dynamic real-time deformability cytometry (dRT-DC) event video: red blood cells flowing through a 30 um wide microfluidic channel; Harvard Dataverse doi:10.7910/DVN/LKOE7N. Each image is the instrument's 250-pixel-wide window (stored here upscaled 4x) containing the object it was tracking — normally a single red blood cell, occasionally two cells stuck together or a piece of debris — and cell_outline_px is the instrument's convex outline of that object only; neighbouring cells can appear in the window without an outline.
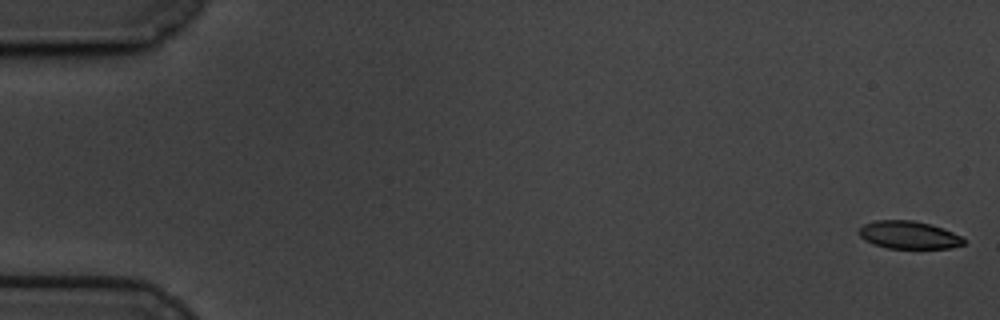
{"species": "common noctule bat (a hibernating species)", "species_latin": "Nyctalus noctula", "temperature_condition": "cold", "stored_images_in_passage": 60, "camera_frame_rate_fps": 3000, "um_per_image_px": 0.085, "animal": {"sex": "male", "body_mass_g": 19.5, "forearm_length_mm": 54.6}, "frame": {"image": 1, "passage_image": 1, "time_ms": 0.0, "image_size_px": [1000, 320], "cell_outline_px": [[964, 244], [948, 248], [888, 248], [864, 240], [860, 236], [860, 228], [864, 224], [876, 220], [912, 220], [928, 224], [952, 232], [960, 236], [964, 240]], "centroid_in_image_um": [77.22, 19.97], "position_along_channel_um": 7.8, "area_um2": 16.53}}
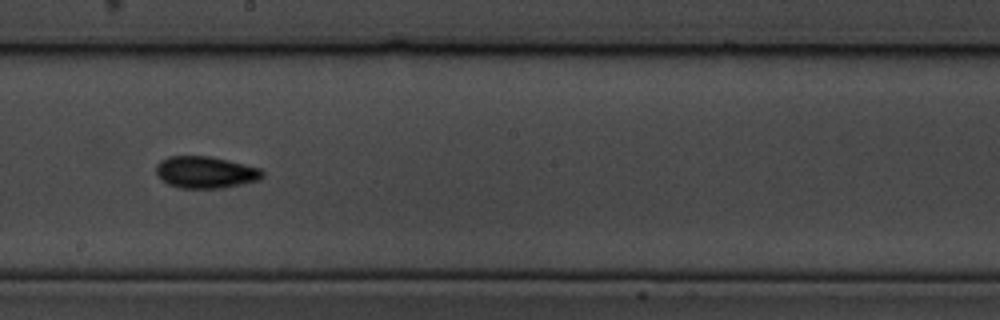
{"frame": {"image": 2, "passage_image": 34, "time_ms": 11.0, "image_size_px": [1000, 320], "cell_outline_px": [[264, 176], [260, 180], [224, 188], [180, 188], [168, 184], [156, 172], [156, 164], [160, 160], [168, 156], [208, 156], [228, 160], [260, 168], [264, 172]], "centroid_in_image_um": [17.49, 14.64], "position_along_channel_um": 230.7, "area_um2": 19.77}}
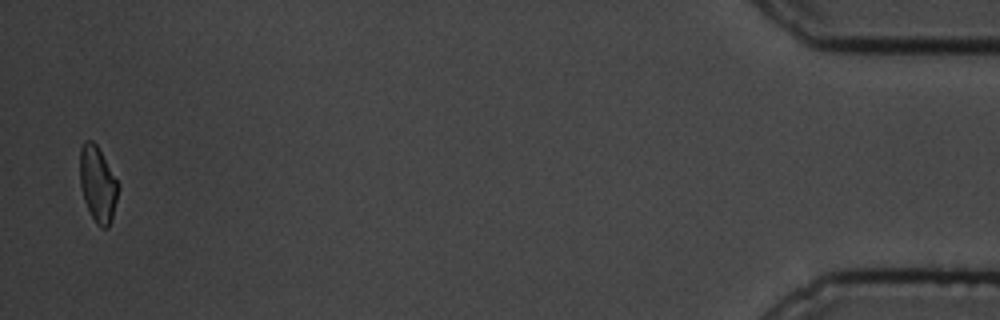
{"frame": {"image": 3, "passage_image": 59, "time_ms": 19.333, "image_size_px": [1000, 320], "cell_outline_px": [[120, 184], [112, 220], [108, 228], [100, 228], [96, 224], [84, 200], [80, 184], [80, 148], [84, 140], [92, 140], [96, 144]], "centroid_in_image_um": [8.32, 15.66], "position_along_channel_um": 426.9, "area_um2": 16.99}, "authors_computed_cell_mechanics": {"area_um2": 18.207, "velocity_mm_per_s": 3.3698, "shape_relaxation_time_tau1_ms": 3.5591, "shape_relaxation_time_tau2_ms": 3.7257, "deformation_change_tau1": 0.1174, "deformation_change_tau2": 0.0984}}